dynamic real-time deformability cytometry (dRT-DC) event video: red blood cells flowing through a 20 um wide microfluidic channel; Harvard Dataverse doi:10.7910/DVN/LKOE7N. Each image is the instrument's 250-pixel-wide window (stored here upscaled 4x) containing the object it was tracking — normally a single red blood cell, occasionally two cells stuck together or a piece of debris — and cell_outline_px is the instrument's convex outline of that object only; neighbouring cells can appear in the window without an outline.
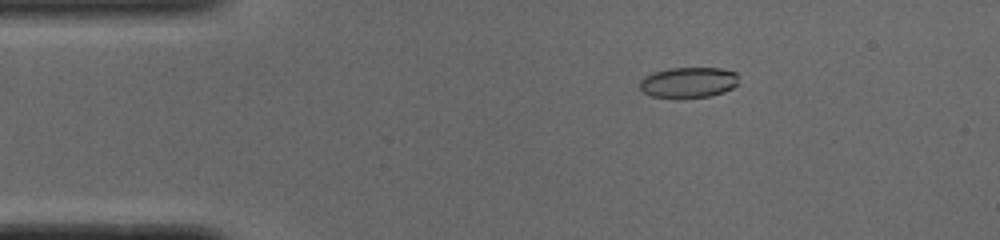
{"species": "common noctule bat (a hibernating species)", "species_latin": "Nyctalus noctula", "temperature_condition": "cold", "stored_images_in_passage": 52, "camera_frame_rate_fps": 3000, "um_per_image_px": 0.085, "animal": {"sex": "male", "body_mass_g": 19.0, "forearm_length_mm": 50.8}, "frame": {"image": 1, "passage_image": 9, "time_ms": 2.667, "image_size_px": [1000, 240], "cell_outline_px": [[736, 84], [732, 88], [724, 92], [708, 96], [652, 96], [644, 92], [640, 88], [640, 80], [644, 76], [656, 72], [672, 68], [720, 68], [736, 72]], "centroid_in_image_um": [58.52, 6.98], "position_along_channel_um": 26.5, "area_um2": 16.99}}
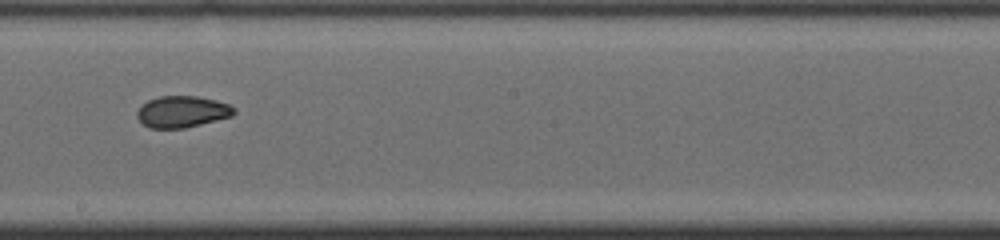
{"frame": {"image": 2, "passage_image": 29, "time_ms": 9.333, "image_size_px": [1000, 240], "cell_outline_px": [[236, 112], [232, 116], [184, 128], [148, 128], [136, 116], [136, 112], [148, 100], [160, 96], [196, 96], [216, 100], [228, 104], [236, 108]], "centroid_in_image_um": [15.5, 9.49], "position_along_channel_um": 232.7, "area_um2": 17.69}}
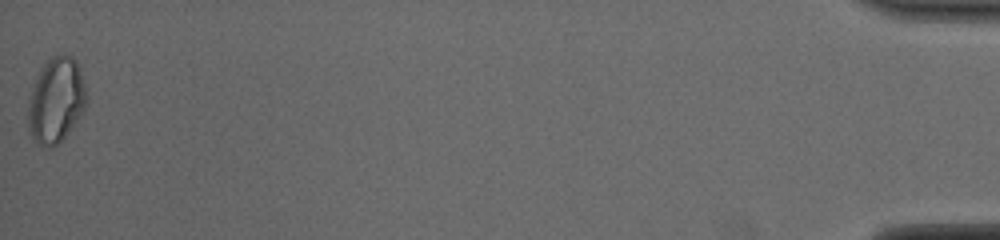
{"frame": {"image": 3, "passage_image": 52, "time_ms": 17.0, "image_size_px": [1000, 240], "cell_outline_px": [[88, 100], [80, 116], [64, 136], [52, 148], [44, 148], [28, 132], [28, 108], [32, 92], [40, 68], [52, 56], [68, 52], [76, 60], [80, 68], [88, 96]], "centroid_in_image_um": [4.79, 8.49], "position_along_channel_um": 430.4, "area_um2": 28.9}, "authors_computed_cell_mechanics": {"area_um2": 18.3226, "velocity_mm_per_s": 3.9048, "shape_relaxation_time_tau1_ms": 8.7116, "shape_relaxation_time_tau2_ms": 1.6848, "deformation_change_tau1": 0.1709, "deformation_change_tau2": 0.0522}}